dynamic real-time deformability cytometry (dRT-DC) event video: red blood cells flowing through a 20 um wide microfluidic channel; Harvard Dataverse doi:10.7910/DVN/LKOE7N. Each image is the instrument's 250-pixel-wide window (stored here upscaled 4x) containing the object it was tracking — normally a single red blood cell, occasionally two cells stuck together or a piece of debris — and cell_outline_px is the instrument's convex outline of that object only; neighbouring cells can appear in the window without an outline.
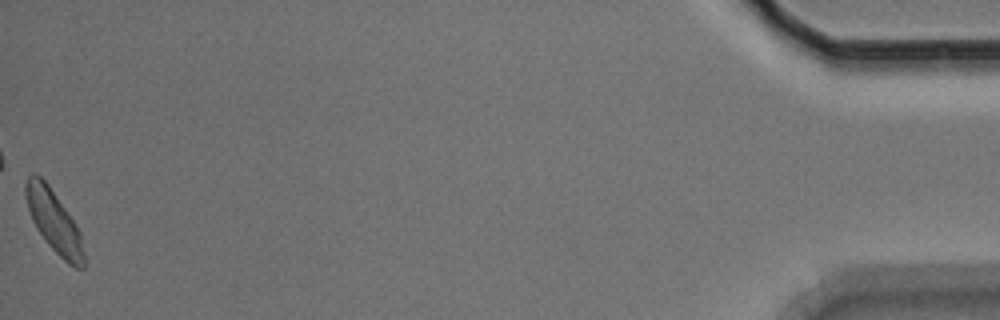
{"species": "Egyptian fruit bat (a non-hibernating species)", "species_latin": "Rousettus aegyptiacus", "temperature_condition": "room temperature", "stored_images_in_passage": 46, "camera_frame_rate_fps": 3000, "um_per_image_px": 0.085, "animal": {"sex": "male"}, "frame": {"image": 1, "passage_image": 46, "time_ms": 15.0, "image_size_px": [1000, 320], "cell_outline_px": [[84, 268], [76, 268], [68, 264], [48, 244], [36, 228], [32, 220], [24, 196], [24, 184], [28, 176], [32, 172], [40, 176], [48, 184], [80, 232], [84, 252]], "centroid_in_image_um": [4.55, 18.8], "position_along_channel_um": 430.6, "area_um2": 20.75}, "authors_computed_cell_mechanics": {"area_um2": 22.1952, "velocity_mm_per_s": 3.6387, "shape_relaxation_time_tau1_ms": 2.6278, "shape_relaxation_time_tau2_ms": 2.1004, "deformation_change_tau1": 0.0861, "deformation_change_tau2": 0.0671}}